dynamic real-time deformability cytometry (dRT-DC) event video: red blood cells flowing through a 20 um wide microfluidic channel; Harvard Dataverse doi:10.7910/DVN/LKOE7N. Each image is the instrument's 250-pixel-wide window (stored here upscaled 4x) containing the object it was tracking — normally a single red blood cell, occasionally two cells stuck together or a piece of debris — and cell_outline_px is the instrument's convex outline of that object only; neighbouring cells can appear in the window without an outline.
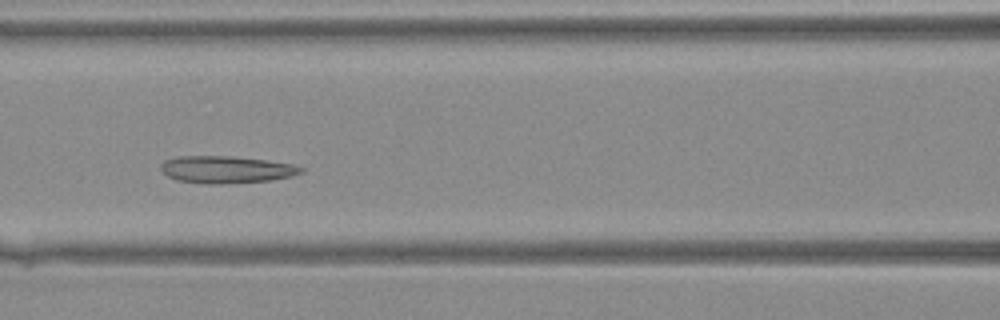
{"species": "Egyptian fruit bat (a non-hibernating species)", "species_latin": "Rousettus aegyptiacus", "temperature_condition": "warm", "stored_images_in_passage": 32, "camera_frame_rate_fps": 3000, "um_per_image_px": 0.085, "animal": {"sex": "female"}, "frame": {"image": 1, "passage_image": 8, "time_ms": 2.333, "image_size_px": [1000, 320], "cell_outline_px": [[304, 172], [292, 176], [268, 180], [220, 184], [204, 184], [176, 180], [168, 176], [160, 168], [160, 164], [164, 160], [176, 156], [232, 156], [264, 160], [292, 164], [304, 168]], "centroid_in_image_um": [19.19, 14.41], "position_along_channel_um": 147.4, "area_um2": 22.2}}
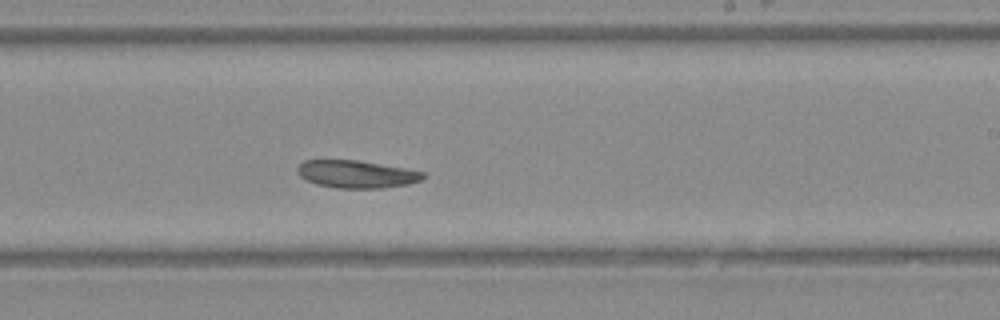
{"frame": {"image": 2, "passage_image": 15, "time_ms": 4.667, "image_size_px": [1000, 320], "cell_outline_px": [[428, 176], [420, 180], [408, 184], [380, 188], [336, 188], [316, 184], [300, 176], [296, 172], [296, 168], [304, 160], [356, 160], [404, 168], [424, 172]], "centroid_in_image_um": [30.29, 14.8], "position_along_channel_um": 258.7, "area_um2": 20.11}}
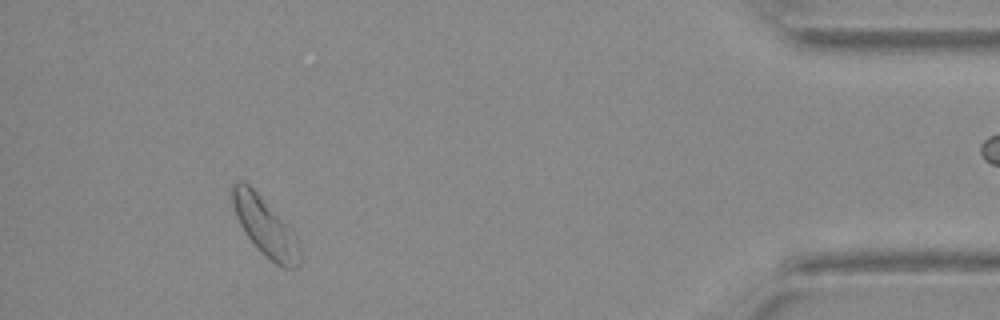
{"frame": {"image": 3, "passage_image": 28, "time_ms": 9.0, "image_size_px": [1000, 320], "cell_outline_px": [[300, 264], [296, 268], [284, 268], [276, 264], [244, 232], [236, 216], [232, 200], [232, 184], [240, 180], [244, 180], [292, 228], [296, 236], [300, 248]], "centroid_in_image_um": [22.56, 19.24], "position_along_channel_um": 412.6, "area_um2": 22.43}}